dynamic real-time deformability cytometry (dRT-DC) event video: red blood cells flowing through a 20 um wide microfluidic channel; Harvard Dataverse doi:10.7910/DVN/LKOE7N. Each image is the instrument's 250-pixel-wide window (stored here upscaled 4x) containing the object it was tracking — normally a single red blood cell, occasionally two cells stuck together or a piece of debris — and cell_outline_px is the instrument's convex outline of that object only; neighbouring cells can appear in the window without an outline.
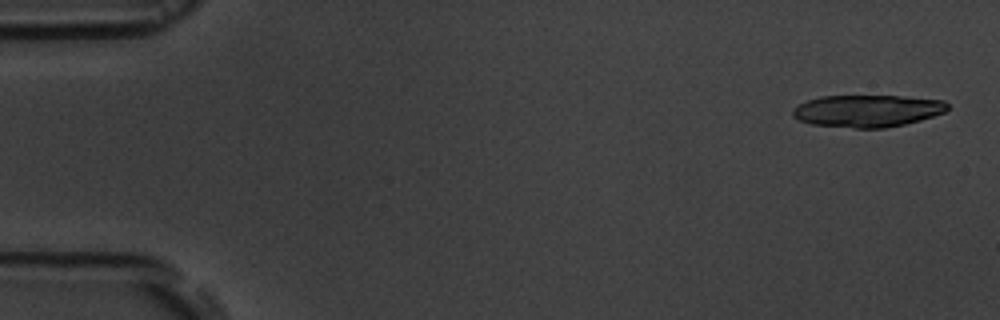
{"species": "common noctule bat (a hibernating species)", "species_latin": "Nyctalus noctula", "temperature_condition": "room temperature", "stored_images_in_passage": 5, "camera_frame_rate_fps": 3000, "um_per_image_px": 0.085, "animal": {"sex": "male", "body_mass_g": 19.5, "forearm_length_mm": 54.6}, "frame": {"image": 1, "passage_image": 1, "time_ms": 0.0, "image_size_px": [1000, 320], "cell_outline_px": [[948, 108], [944, 112], [920, 120], [904, 124], [884, 128], [856, 128], [812, 124], [800, 120], [792, 116], [792, 108], [808, 100], [820, 96], [900, 96], [944, 100], [948, 104]], "centroid_in_image_um": [73.71, 9.42], "position_along_channel_um": 11.3, "area_um2": 28.84}}